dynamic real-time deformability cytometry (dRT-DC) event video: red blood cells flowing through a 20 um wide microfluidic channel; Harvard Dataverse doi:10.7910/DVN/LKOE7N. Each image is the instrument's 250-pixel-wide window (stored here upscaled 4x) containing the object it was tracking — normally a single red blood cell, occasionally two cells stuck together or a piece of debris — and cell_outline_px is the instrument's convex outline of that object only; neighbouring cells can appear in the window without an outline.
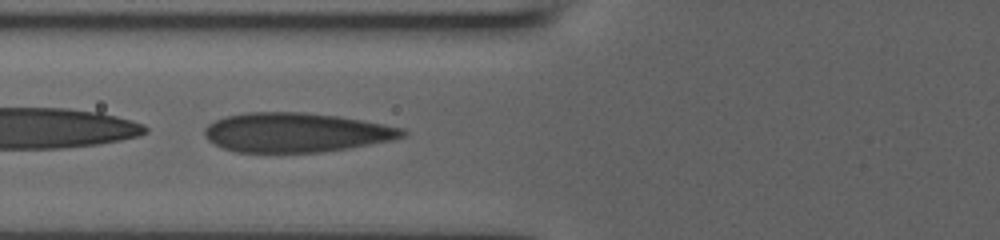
{"species": "human", "species_latin": "Homo sapiens", "temperature_condition": "room temperature", "stored_images_in_passage": 34, "camera_frame_rate_fps": 3000, "um_per_image_px": 0.085, "donor": {"sex": "male"}, "frame": {"image": 1, "passage_image": 5, "time_ms": 1.333, "image_size_px": [1000, 240], "cell_outline_px": [[408, 132], [404, 136], [392, 140], [348, 148], [324, 152], [236, 152], [224, 148], [208, 140], [204, 136], [204, 128], [208, 124], [216, 120], [228, 116], [248, 112], [304, 112], [340, 116], [404, 128]], "centroid_in_image_um": [25.17, 11.26], "position_along_channel_um": 100.6, "area_um2": 45.37}}
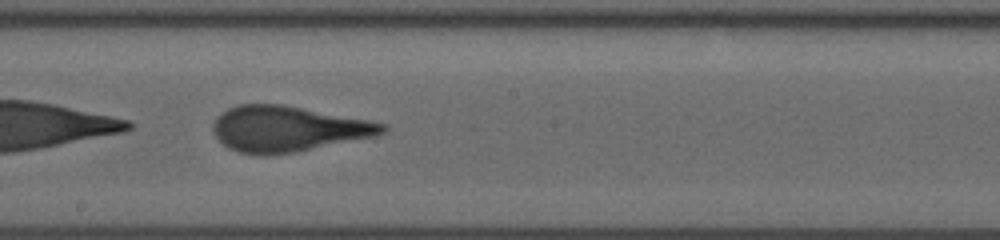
{"frame": {"image": 2, "passage_image": 14, "time_ms": 4.333, "image_size_px": [1000, 240], "cell_outline_px": [[388, 128], [384, 132], [376, 136], [296, 152], [240, 152], [228, 148], [212, 132], [212, 124], [228, 108], [240, 104], [284, 104], [368, 120], [388, 124]], "centroid_in_image_um": [24.51, 10.92], "position_along_channel_um": 223.7, "area_um2": 44.16}}
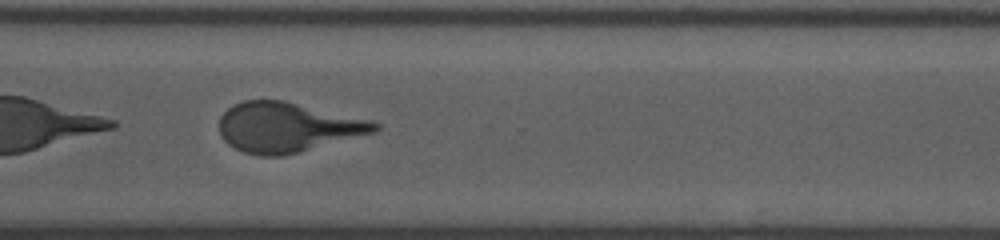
{"frame": {"image": 3, "passage_image": 23, "time_ms": 7.333, "image_size_px": [1000, 240], "cell_outline_px": [[380, 128], [376, 132], [280, 156], [264, 156], [244, 152], [228, 144], [224, 140], [220, 132], [220, 116], [232, 104], [244, 100], [284, 100], [368, 120], [380, 124]], "centroid_in_image_um": [24.39, 10.8], "position_along_channel_um": 346.2, "area_um2": 44.45}}